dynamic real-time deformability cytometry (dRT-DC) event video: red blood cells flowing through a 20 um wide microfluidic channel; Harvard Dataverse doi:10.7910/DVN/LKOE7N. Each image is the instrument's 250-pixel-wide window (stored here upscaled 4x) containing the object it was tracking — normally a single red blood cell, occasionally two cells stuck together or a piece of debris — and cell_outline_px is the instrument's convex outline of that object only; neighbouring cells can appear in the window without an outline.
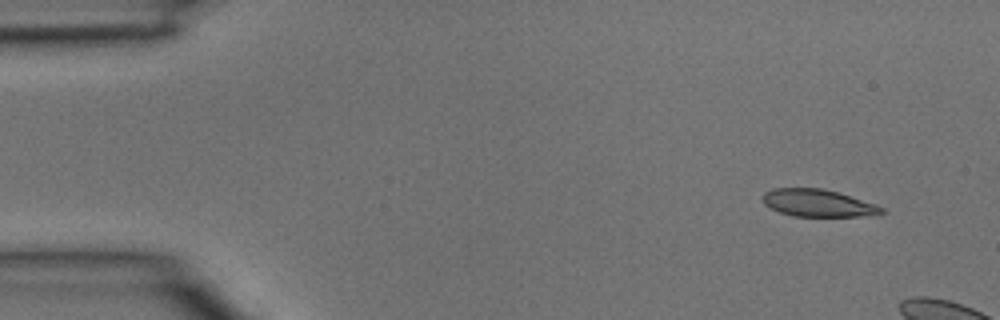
{"species": "common noctule bat (a hibernating species)", "species_latin": "Nyctalus noctula", "temperature_condition": "room temperature", "stored_images_in_passage": 3, "camera_frame_rate_fps": 3000, "um_per_image_px": 0.085, "animal": {"sex": "male", "body_mass_g": 15.6}, "frame": {"image": 1, "passage_image": 1, "time_ms": 0.0, "image_size_px": [1000, 320], "cell_outline_px": [[884, 212], [860, 216], [792, 216], [780, 212], [764, 204], [760, 196], [764, 192], [772, 188], [820, 188], [836, 192], [876, 204], [884, 208]], "centroid_in_image_um": [69.45, 17.25], "position_along_channel_um": 15.5, "area_um2": 18.73}}